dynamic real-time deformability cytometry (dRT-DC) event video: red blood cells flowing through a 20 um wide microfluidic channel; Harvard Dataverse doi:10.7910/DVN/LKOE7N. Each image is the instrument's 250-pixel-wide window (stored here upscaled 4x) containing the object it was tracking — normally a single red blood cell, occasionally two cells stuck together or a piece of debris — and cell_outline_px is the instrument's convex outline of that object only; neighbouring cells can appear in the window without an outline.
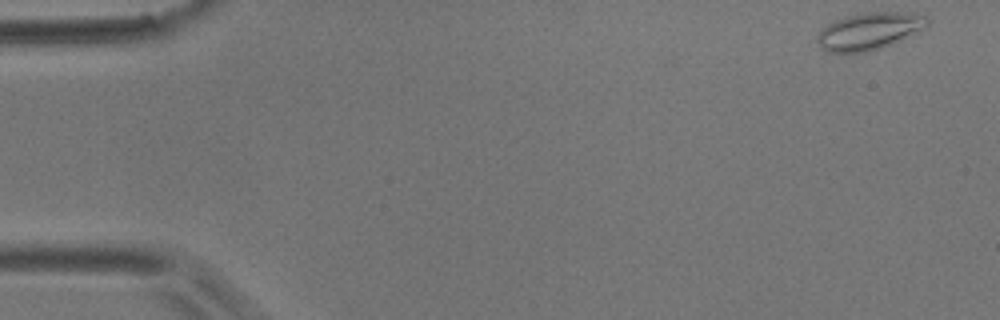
{"species": "common noctule bat (a hibernating species)", "species_latin": "Nyctalus noctula", "temperature_condition": "room temperature", "stored_images_in_passage": 51, "camera_frame_rate_fps": 3000, "um_per_image_px": 0.085, "animal": {"sex": "male", "body_mass_g": 17.9}, "frame": {"image": 1, "passage_image": 1, "time_ms": 0.0, "image_size_px": [1000, 320], "cell_outline_px": [[928, 24], [916, 32], [892, 44], [880, 48], [864, 52], [828, 52], [820, 48], [816, 40], [816, 36], [832, 20], [844, 16], [864, 12], [916, 12], [928, 16]], "centroid_in_image_um": [73.87, 2.62], "position_along_channel_um": 11.1, "area_um2": 23.93}}
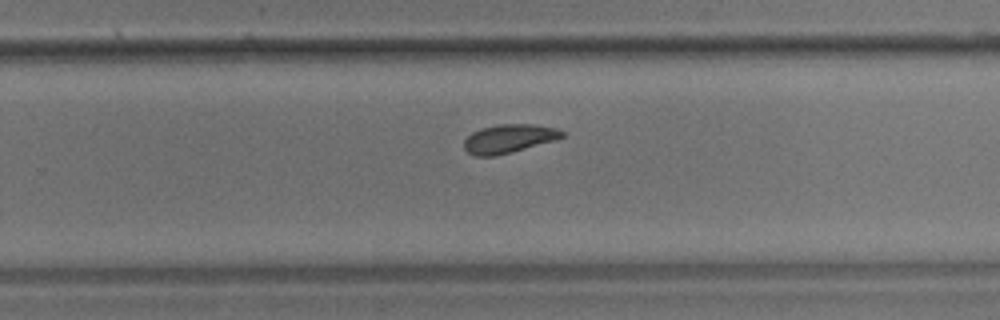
{"frame": {"image": 2, "passage_image": 34, "time_ms": 11.0, "image_size_px": [1000, 320], "cell_outline_px": [[564, 136], [556, 140], [512, 152], [496, 156], [476, 156], [468, 152], [464, 148], [464, 140], [472, 132], [480, 128], [500, 124], [532, 124], [556, 128], [564, 132]], "centroid_in_image_um": [43.25, 11.78], "position_along_channel_um": 286.6, "area_um2": 16.36}}
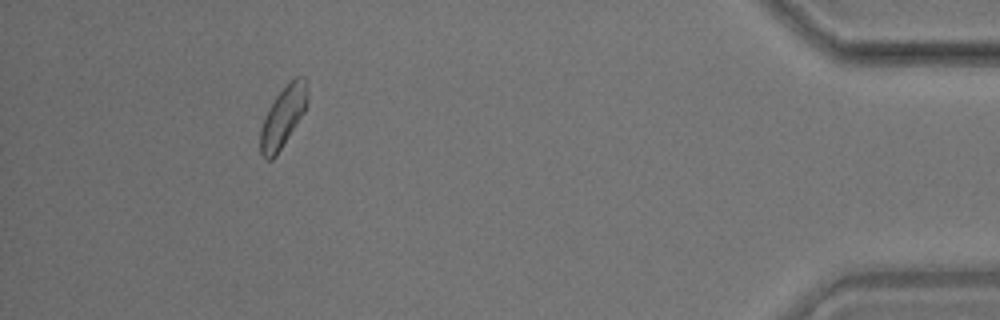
{"frame": {"image": 3, "passage_image": 49, "time_ms": 16.0, "image_size_px": [1000, 320], "cell_outline_px": [[308, 100], [304, 112], [276, 156], [272, 160], [264, 160], [260, 152], [260, 128], [268, 108], [284, 84], [296, 76], [304, 76], [308, 88]], "centroid_in_image_um": [24.05, 9.9], "position_along_channel_um": 411.1, "area_um2": 16.88}}